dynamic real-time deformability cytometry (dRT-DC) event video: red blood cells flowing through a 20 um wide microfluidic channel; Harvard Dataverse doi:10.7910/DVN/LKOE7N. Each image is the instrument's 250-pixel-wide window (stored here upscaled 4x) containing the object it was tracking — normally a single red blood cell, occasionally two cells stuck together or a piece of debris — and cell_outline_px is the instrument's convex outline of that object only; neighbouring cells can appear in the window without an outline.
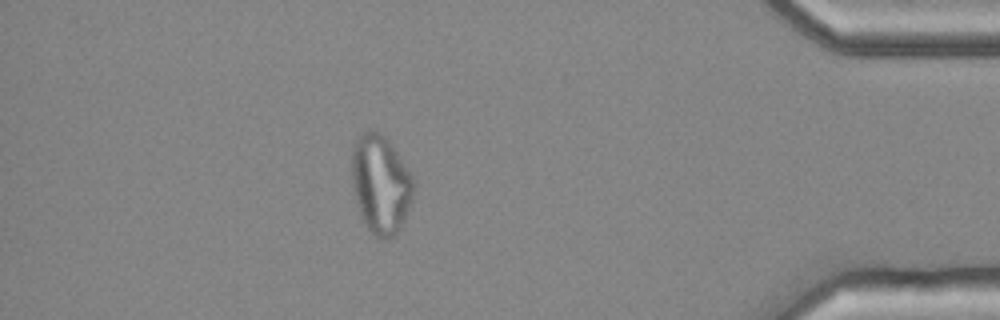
{"species": "common noctule bat (a hibernating species)", "species_latin": "Nyctalus noctula", "temperature_condition": "cold", "stored_images_in_passage": 45, "camera_frame_rate_fps": 3000, "um_per_image_px": 0.085, "animal": {"sex": "female", "body_mass_g": 25.1}, "frame": {"image": 1, "passage_image": 39, "time_ms": 12.667, "image_size_px": [1000, 320], "cell_outline_px": [[412, 204], [400, 228], [388, 240], [380, 240], [372, 236], [360, 212], [356, 200], [352, 184], [352, 148], [356, 140], [364, 132], [380, 132], [392, 144], [412, 176]], "centroid_in_image_um": [32.35, 15.7], "position_along_channel_um": 402.8, "area_um2": 35.2}}